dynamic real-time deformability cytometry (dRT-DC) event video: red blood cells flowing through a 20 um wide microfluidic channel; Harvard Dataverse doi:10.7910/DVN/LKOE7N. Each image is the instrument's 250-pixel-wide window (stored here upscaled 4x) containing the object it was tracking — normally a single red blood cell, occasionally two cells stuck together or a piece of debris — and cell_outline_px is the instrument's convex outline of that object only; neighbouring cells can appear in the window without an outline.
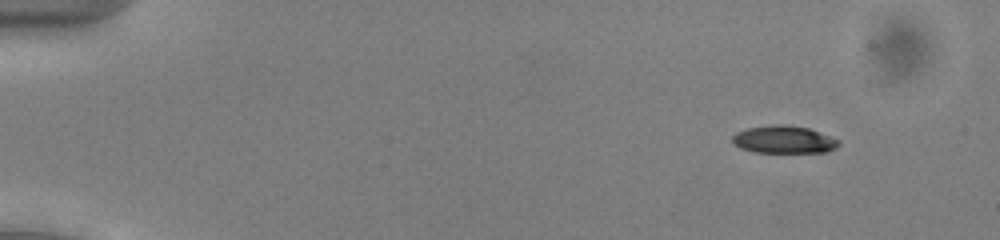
{"species": "common noctule bat (a hibernating species)", "species_latin": "Nyctalus noctula", "temperature_condition": "cold", "stored_images_in_passage": 53, "camera_frame_rate_fps": 3000, "um_per_image_px": 0.085, "animal": {"sex": "male", "body_mass_g": 13.0, "forearm_length_mm": 53.1}, "frame": {"image": 1, "passage_image": 6, "time_ms": 1.667, "image_size_px": [1000, 240], "cell_outline_px": [[840, 144], [836, 148], [828, 152], [752, 152], [740, 148], [732, 144], [732, 136], [736, 132], [748, 128], [772, 124], [780, 124], [808, 128], [840, 140]], "centroid_in_image_um": [66.6, 11.87], "position_along_channel_um": 18.4, "area_um2": 17.17}}
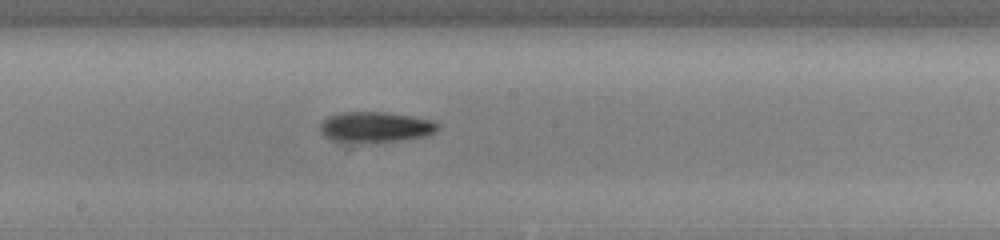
{"frame": {"image": 2, "passage_image": 30, "time_ms": 9.667, "image_size_px": [1000, 240], "cell_outline_px": [[440, 128], [424, 136], [396, 140], [348, 144], [344, 144], [332, 140], [324, 136], [320, 132], [320, 124], [328, 116], [340, 112], [384, 112], [412, 116], [432, 120], [440, 124]], "centroid_in_image_um": [31.84, 10.81], "position_along_channel_um": 216.4, "area_um2": 21.15}}
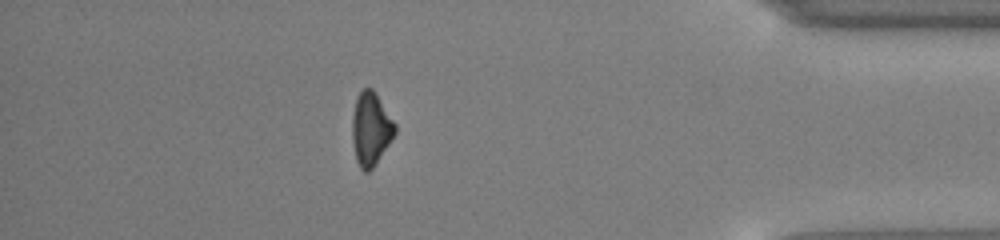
{"frame": {"image": 3, "passage_image": 47, "time_ms": 15.333, "image_size_px": [1000, 240], "cell_outline_px": [[396, 132], [372, 168], [368, 172], [364, 172], [360, 168], [356, 160], [352, 140], [352, 116], [356, 96], [364, 88], [372, 88], [396, 124]], "centroid_in_image_um": [31.5, 10.95], "position_along_channel_um": 403.7, "area_um2": 18.03}, "authors_computed_cell_mechanics": {"area_um2": 18.3226, "velocity_mm_per_s": 3.9641, "shape_relaxation_time_tau1_ms": 3.6374, "shape_relaxation_time_tau2_ms": null, "deformation_change_tau1": 0.1339, "deformation_change_tau2": null}}